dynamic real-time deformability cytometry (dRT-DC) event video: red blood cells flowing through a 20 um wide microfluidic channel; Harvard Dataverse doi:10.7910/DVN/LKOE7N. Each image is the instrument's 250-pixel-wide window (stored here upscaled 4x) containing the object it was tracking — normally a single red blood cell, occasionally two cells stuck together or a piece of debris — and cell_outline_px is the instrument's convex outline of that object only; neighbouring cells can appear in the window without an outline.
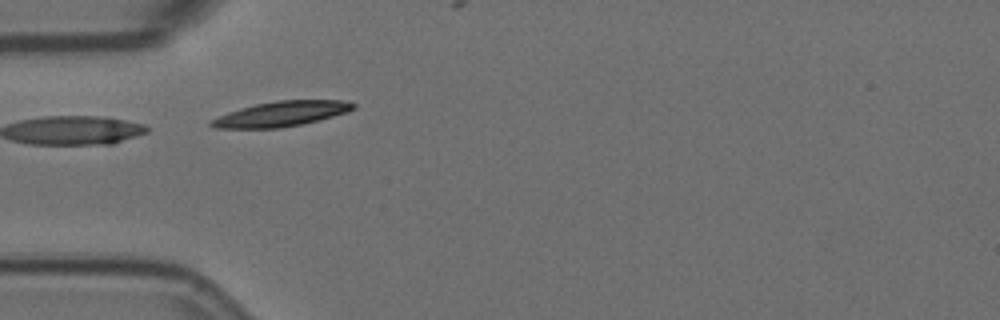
{"species": "Egyptian fruit bat (a non-hibernating species)", "species_latin": "Rousettus aegyptiacus", "temperature_condition": "room temperature", "stored_images_in_passage": 4, "camera_frame_rate_fps": 3000, "um_per_image_px": 0.085, "animal": {"sex": "female"}, "frame": {"image": 1, "passage_image": 3, "time_ms": 0.667, "image_size_px": [1000, 320], "cell_outline_px": [[356, 108], [348, 112], [300, 124], [280, 128], [216, 128], [208, 124], [212, 120], [228, 112], [240, 108], [256, 104], [276, 100], [344, 100], [356, 104]], "centroid_in_image_um": [23.93, 9.67], "position_along_channel_um": 61.1, "area_um2": 20.52}}